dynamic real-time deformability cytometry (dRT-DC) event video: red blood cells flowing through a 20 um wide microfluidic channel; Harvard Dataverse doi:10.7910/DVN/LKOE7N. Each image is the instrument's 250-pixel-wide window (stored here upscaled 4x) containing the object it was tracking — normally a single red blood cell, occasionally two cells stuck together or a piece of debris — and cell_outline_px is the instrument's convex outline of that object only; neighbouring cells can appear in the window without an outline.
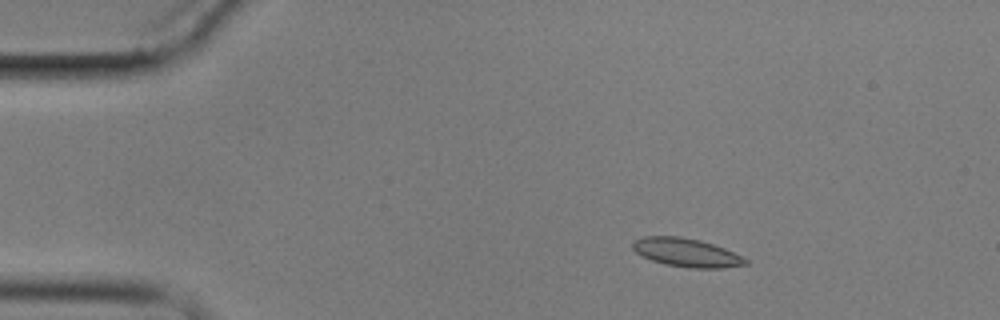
{"species": "common noctule bat (a hibernating species)", "species_latin": "Nyctalus noctula", "temperature_condition": "cold", "stored_images_in_passage": 9, "camera_frame_rate_fps": 3000, "um_per_image_px": 0.085, "animal": {"sex": "male", "body_mass_g": 17.9}, "frame": {"image": 1, "passage_image": 1, "time_ms": 0.0, "image_size_px": [1000, 320], "cell_outline_px": [[748, 264], [724, 268], [692, 268], [664, 264], [652, 260], [636, 252], [632, 248], [632, 240], [644, 236], [680, 236], [700, 240], [724, 248], [748, 260]], "centroid_in_image_um": [58.32, 21.46], "position_along_channel_um": 26.7, "area_um2": 18.67}}
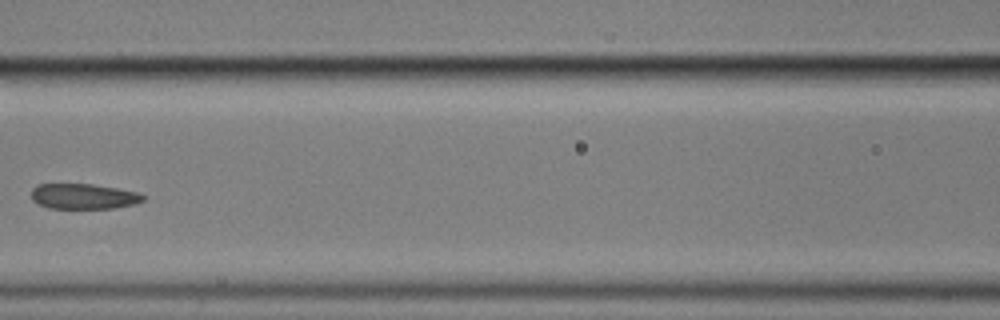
{"frame": {"image": 2, "passage_image": 6, "time_ms": 5.667, "image_size_px": [1000, 320], "cell_outline_px": [[144, 200], [136, 204], [112, 208], [48, 208], [32, 200], [32, 188], [36, 184], [92, 184], [116, 188], [136, 192], [144, 196]], "centroid_in_image_um": [7.08, 16.69], "position_along_channel_um": 159.5, "area_um2": 16.42}}
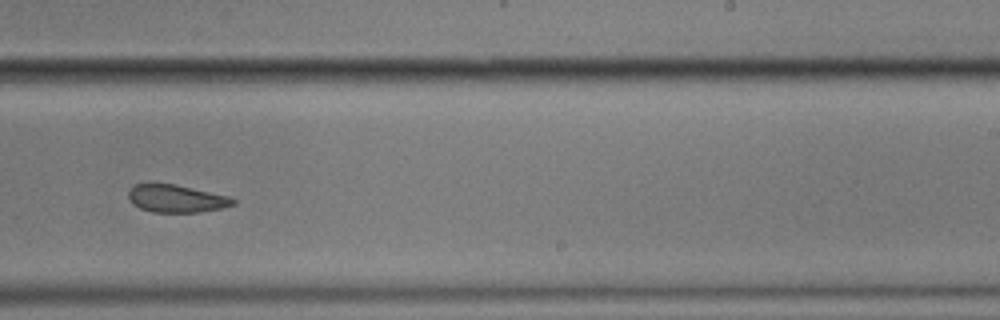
{"frame": {"image": 3, "passage_image": 9, "time_ms": 9.0, "image_size_px": [1000, 320], "cell_outline_px": [[236, 204], [220, 208], [200, 212], [152, 212], [140, 208], [132, 204], [128, 196], [128, 192], [136, 184], [176, 184], [228, 196], [236, 200]], "centroid_in_image_um": [14.99, 16.89], "position_along_channel_um": 274.0, "area_um2": 16.7}}